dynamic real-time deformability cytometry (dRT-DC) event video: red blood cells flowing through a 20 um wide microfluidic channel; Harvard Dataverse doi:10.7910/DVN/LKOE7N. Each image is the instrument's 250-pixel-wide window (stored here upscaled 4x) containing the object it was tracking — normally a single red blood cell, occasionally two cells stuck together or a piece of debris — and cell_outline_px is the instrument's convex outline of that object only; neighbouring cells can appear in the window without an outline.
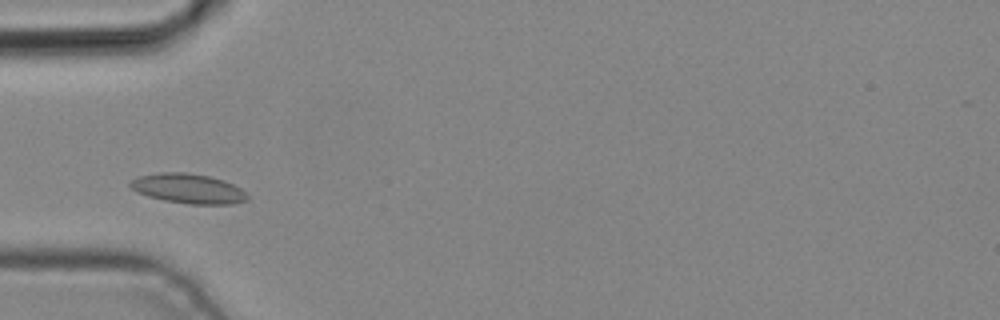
{"species": "common noctule bat (a hibernating species)", "species_latin": "Nyctalus noctula", "temperature_condition": "cold", "stored_images_in_passage": 3, "camera_frame_rate_fps": 3000, "um_per_image_px": 0.085, "animal": {"sex": "male", "body_mass_g": 19.2, "forearm_length_mm": 51.8}, "frame": {"image": 1, "passage_image": 2, "time_ms": 0.333, "image_size_px": [1000, 320], "cell_outline_px": [[248, 200], [232, 204], [188, 204], [164, 200], [148, 196], [136, 192], [128, 184], [132, 180], [140, 176], [160, 172], [184, 172], [208, 176], [224, 180], [240, 188], [248, 196]], "centroid_in_image_um": [15.99, 16.03], "position_along_channel_um": 69.0, "area_um2": 20.17}}
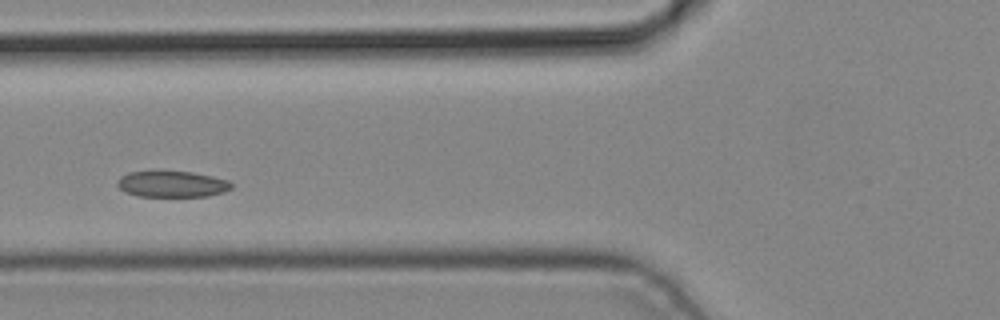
{"frame": {"image": 2, "passage_image": 3, "time_ms": 0.667, "image_size_px": [1000, 320], "cell_outline_px": [[232, 188], [224, 192], [208, 196], [140, 196], [124, 192], [116, 184], [116, 180], [120, 176], [128, 172], [192, 172], [212, 176], [228, 180], [232, 184]], "centroid_in_image_um": [14.61, 15.65], "position_along_channel_um": 111.2, "area_um2": 17.28}}